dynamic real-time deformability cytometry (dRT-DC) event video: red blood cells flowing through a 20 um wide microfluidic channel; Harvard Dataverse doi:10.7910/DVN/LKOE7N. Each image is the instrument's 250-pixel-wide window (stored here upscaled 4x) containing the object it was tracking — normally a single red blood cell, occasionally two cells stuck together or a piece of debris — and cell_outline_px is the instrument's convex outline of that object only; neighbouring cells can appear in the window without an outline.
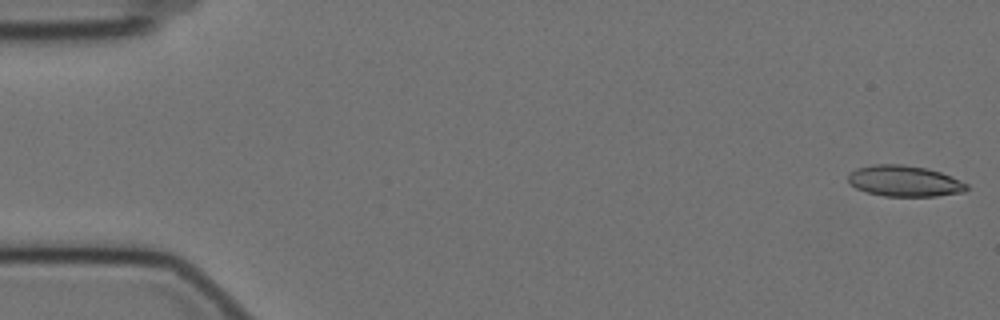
{"species": "Egyptian fruit bat (a non-hibernating species)", "species_latin": "Rousettus aegyptiacus", "temperature_condition": "cold", "stored_images_in_passage": 17, "camera_frame_rate_fps": 3000, "um_per_image_px": 0.085, "animal": {"sex": "female"}, "frame": {"image": 1, "passage_image": 1, "time_ms": 0.0, "image_size_px": [1000, 320], "cell_outline_px": [[968, 188], [964, 192], [936, 196], [884, 196], [868, 192], [856, 188], [848, 180], [848, 172], [856, 168], [872, 164], [904, 164], [924, 168], [940, 172], [968, 184]], "centroid_in_image_um": [76.85, 15.38], "position_along_channel_um": 8.2, "area_um2": 21.33}}
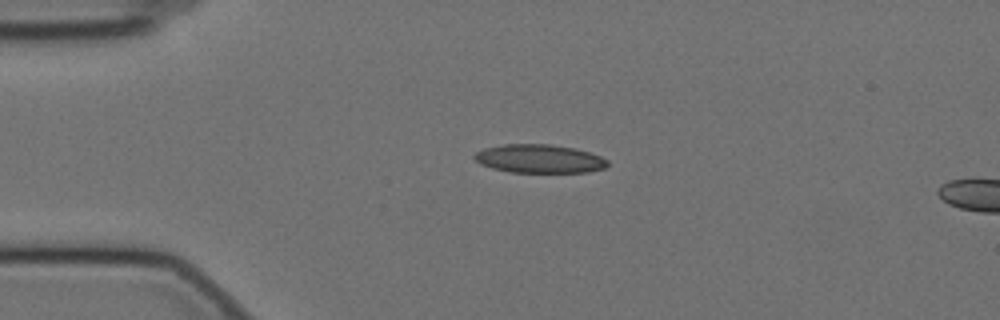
{"frame": {"image": 2, "passage_image": 13, "time_ms": 4.0, "image_size_px": [1000, 320], "cell_outline_px": [[608, 164], [604, 168], [588, 172], [512, 172], [492, 168], [480, 164], [472, 156], [476, 152], [484, 148], [504, 144], [552, 144], [576, 148], [600, 156], [608, 160]], "centroid_in_image_um": [45.84, 13.48], "position_along_channel_um": 39.2, "area_um2": 22.14}}